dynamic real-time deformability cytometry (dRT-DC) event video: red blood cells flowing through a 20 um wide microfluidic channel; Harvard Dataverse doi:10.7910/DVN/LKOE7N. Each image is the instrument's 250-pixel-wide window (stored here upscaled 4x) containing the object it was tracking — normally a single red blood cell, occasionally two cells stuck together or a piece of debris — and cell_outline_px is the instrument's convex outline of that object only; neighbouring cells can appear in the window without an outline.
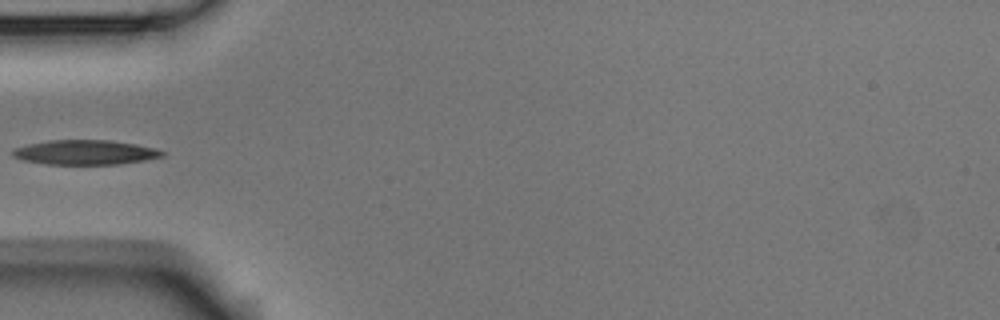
{"species": "Egyptian fruit bat (a non-hibernating species)", "species_latin": "Rousettus aegyptiacus", "temperature_condition": "room temperature", "stored_images_in_passage": 2, "camera_frame_rate_fps": 3000, "um_per_image_px": 0.085, "animal": {"sex": "male"}, "frame": {"image": 1, "passage_image": 2, "time_ms": 0.333, "image_size_px": [1000, 320], "cell_outline_px": [[164, 156], [144, 160], [120, 164], [44, 164], [24, 160], [12, 156], [12, 148], [28, 144], [48, 140], [108, 140], [136, 144], [152, 148], [164, 152]], "centroid_in_image_um": [7.18, 12.95], "position_along_channel_um": 77.8, "area_um2": 21.39}}